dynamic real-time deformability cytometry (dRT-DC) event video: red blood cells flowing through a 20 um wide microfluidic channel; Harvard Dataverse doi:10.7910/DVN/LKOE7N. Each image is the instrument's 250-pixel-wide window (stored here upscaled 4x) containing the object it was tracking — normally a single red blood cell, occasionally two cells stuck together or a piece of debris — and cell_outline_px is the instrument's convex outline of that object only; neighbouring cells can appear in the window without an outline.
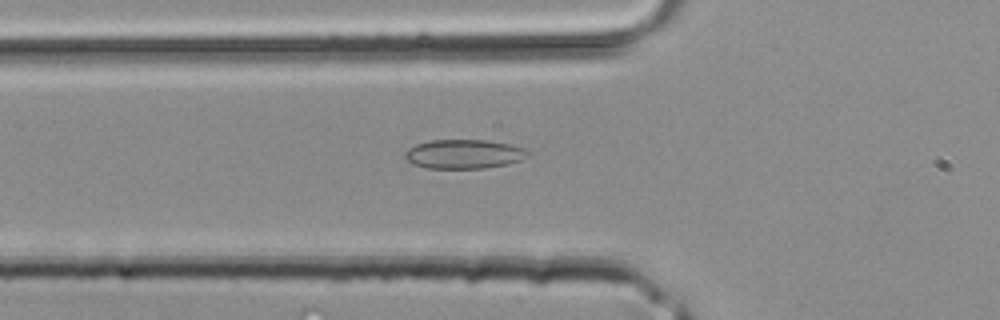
{"species": "common noctule bat (a hibernating species)", "species_latin": "Nyctalus noctula", "temperature_condition": "room temperature", "stored_images_in_passage": 25, "camera_frame_rate_fps": 3000, "um_per_image_px": 0.085, "animal": {"sex": "male", "body_mass_g": 20.4}, "frame": {"image": 1, "passage_image": 5, "time_ms": 1.333, "image_size_px": [1000, 320], "cell_outline_px": [[532, 152], [528, 156], [520, 160], [508, 164], [484, 168], [428, 168], [412, 164], [404, 160], [404, 152], [408, 148], [416, 144], [432, 140], [488, 140], [512, 144], [524, 148]], "centroid_in_image_um": [39.44, 13.09], "position_along_channel_um": 86.4, "area_um2": 21.15}}
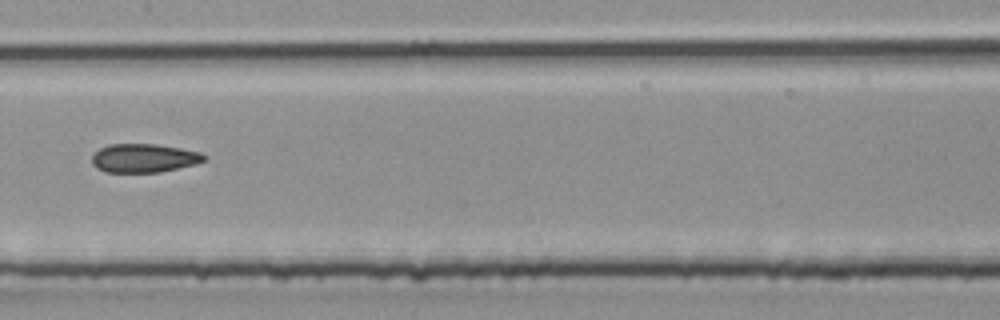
{"frame": {"image": 2, "passage_image": 11, "time_ms": 3.333, "image_size_px": [1000, 320], "cell_outline_px": [[208, 156], [204, 160], [196, 164], [160, 172], [104, 172], [96, 168], [92, 164], [92, 156], [100, 148], [108, 144], [156, 144], [180, 148], [200, 152]], "centroid_in_image_um": [12.23, 13.44], "position_along_channel_um": 195.2, "area_um2": 18.79}}
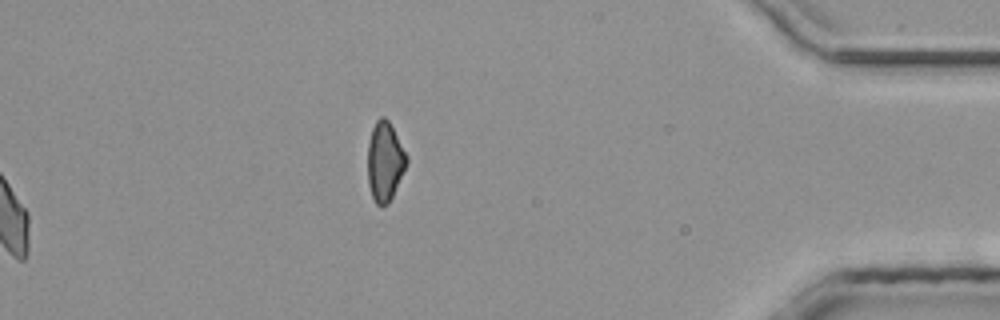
{"frame": {"image": 3, "passage_image": 25, "time_ms": 8.0, "image_size_px": [1000, 320], "cell_outline_px": [[408, 160], [392, 196], [388, 204], [380, 208], [376, 204], [372, 196], [368, 184], [368, 144], [372, 128], [376, 120], [380, 116], [384, 116], [388, 120], [408, 156]], "centroid_in_image_um": [32.7, 13.73], "position_along_channel_um": 402.5, "area_um2": 17.86}}